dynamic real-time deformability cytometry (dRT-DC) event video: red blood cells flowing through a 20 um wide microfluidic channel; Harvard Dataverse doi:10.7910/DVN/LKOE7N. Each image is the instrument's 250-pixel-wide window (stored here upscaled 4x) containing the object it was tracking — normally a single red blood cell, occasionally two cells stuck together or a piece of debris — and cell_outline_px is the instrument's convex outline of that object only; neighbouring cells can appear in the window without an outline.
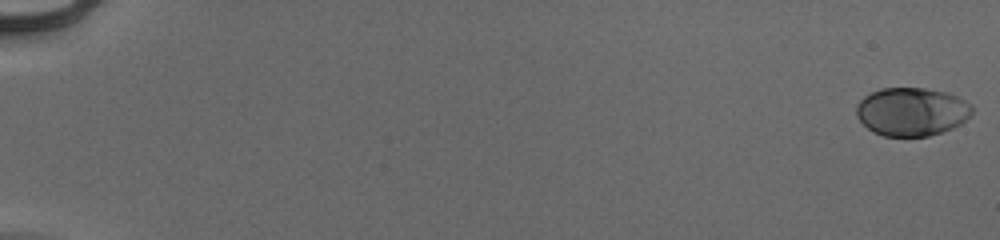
{"species": "human", "species_latin": "Homo sapiens", "temperature_condition": "cold", "stored_images_in_passage": 55, "camera_frame_rate_fps": 3000, "um_per_image_px": 0.085, "donor": {"sex": "male"}, "frame": {"image": 1, "passage_image": 1, "time_ms": 0.0, "image_size_px": [1000, 240], "cell_outline_px": [[972, 112], [960, 124], [944, 132], [928, 136], [884, 136], [872, 132], [856, 116], [856, 104], [864, 96], [880, 88], [924, 88], [948, 92], [972, 104]], "centroid_in_image_um": [77.48, 9.49], "position_along_channel_um": 7.5, "area_um2": 32.71}}
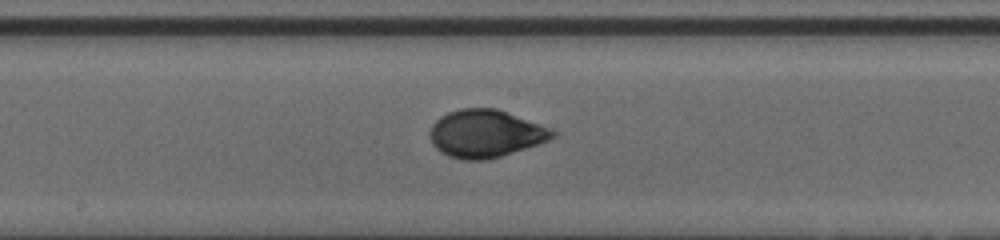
{"frame": {"image": 2, "passage_image": 32, "time_ms": 10.333, "image_size_px": [1000, 240], "cell_outline_px": [[560, 132], [556, 136], [540, 144], [500, 156], [484, 160], [464, 160], [448, 156], [440, 152], [432, 144], [428, 136], [428, 132], [432, 124], [440, 116], [448, 112], [460, 108], [496, 108], [552, 128]], "centroid_in_image_um": [41.27, 11.35], "position_along_channel_um": 206.9, "area_um2": 34.45}}
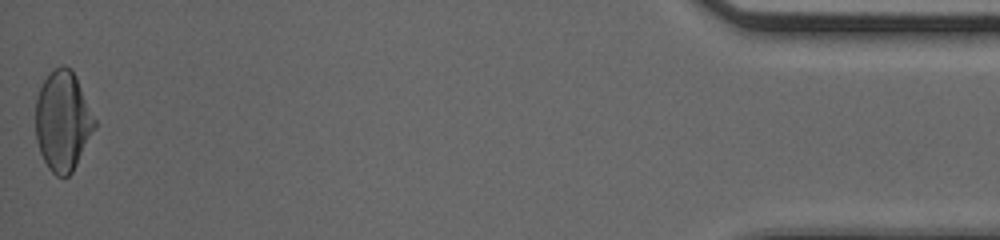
{"frame": {"image": 3, "passage_image": 55, "time_ms": 18.0, "image_size_px": [1000, 240], "cell_outline_px": [[96, 128], [72, 172], [68, 176], [56, 176], [48, 168], [40, 152], [36, 140], [36, 100], [40, 88], [44, 80], [60, 64], [64, 64], [72, 68], [76, 76], [96, 120]], "centroid_in_image_um": [5.35, 10.28], "position_along_channel_um": 429.9, "area_um2": 34.33}, "authors_computed_cell_mechanics": {"area_um2": 33.1772, "velocity_mm_per_s": 3.9647, "shape_relaxation_time_tau1_ms": 3.9547, "shape_relaxation_time_tau2_ms": null, "deformation_change_tau1": 0.1681, "deformation_change_tau2": null}}